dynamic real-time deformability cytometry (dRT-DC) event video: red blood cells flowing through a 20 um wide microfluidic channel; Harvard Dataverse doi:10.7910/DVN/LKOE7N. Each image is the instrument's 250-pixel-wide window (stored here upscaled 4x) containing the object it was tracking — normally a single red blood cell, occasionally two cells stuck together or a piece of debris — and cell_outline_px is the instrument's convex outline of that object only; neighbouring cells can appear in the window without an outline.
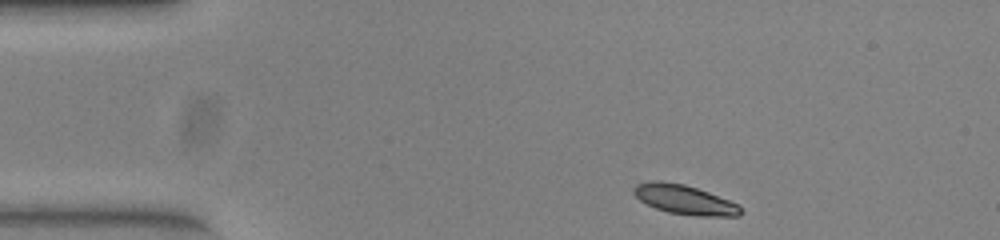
{"species": "common noctule bat (a hibernating species)", "species_latin": "Nyctalus noctula", "temperature_condition": "warm", "stored_images_in_passage": 45, "camera_frame_rate_fps": 3000, "um_per_image_px": 0.085, "animal": {"sex": "female", "body_mass_g": 23.0, "forearm_length_mm": 53.4}, "frame": {"image": 1, "passage_image": 1, "time_ms": 0.0, "image_size_px": [1000, 240], "cell_outline_px": [[744, 212], [740, 216], [696, 216], [668, 212], [656, 208], [640, 200], [632, 192], [632, 188], [636, 184], [652, 180], [660, 180], [684, 184], [708, 192], [728, 200], [736, 204]], "centroid_in_image_um": [58.16, 16.96], "position_along_channel_um": 26.8, "area_um2": 18.26}}
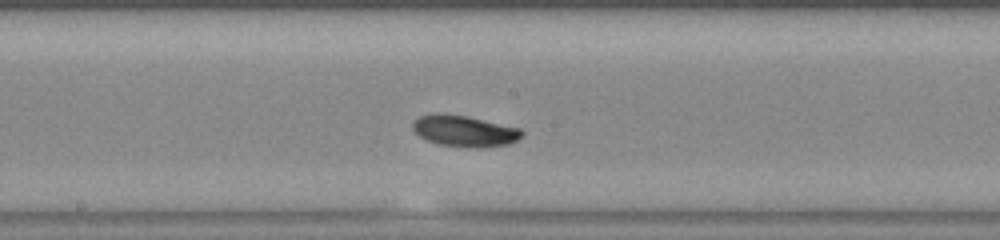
{"frame": {"image": 2, "passage_image": 20, "time_ms": 6.333, "image_size_px": [1000, 240], "cell_outline_px": [[524, 136], [508, 144], [480, 148], [440, 144], [428, 140], [420, 136], [412, 128], [412, 124], [420, 116], [436, 112], [440, 112], [464, 116], [520, 128], [524, 132]], "centroid_in_image_um": [39.49, 11.13], "position_along_channel_um": 208.7, "area_um2": 19.59}}
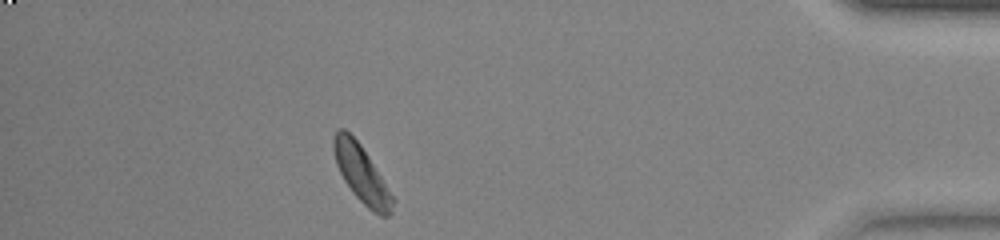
{"frame": {"image": 3, "passage_image": 39, "time_ms": 12.667, "image_size_px": [1000, 240], "cell_outline_px": [[396, 200], [392, 212], [388, 216], [380, 216], [372, 212], [352, 192], [344, 180], [336, 164], [332, 148], [332, 140], [336, 128], [344, 128], [360, 144], [368, 156]], "centroid_in_image_um": [30.72, 14.79], "position_along_channel_um": 404.5, "area_um2": 19.71}}